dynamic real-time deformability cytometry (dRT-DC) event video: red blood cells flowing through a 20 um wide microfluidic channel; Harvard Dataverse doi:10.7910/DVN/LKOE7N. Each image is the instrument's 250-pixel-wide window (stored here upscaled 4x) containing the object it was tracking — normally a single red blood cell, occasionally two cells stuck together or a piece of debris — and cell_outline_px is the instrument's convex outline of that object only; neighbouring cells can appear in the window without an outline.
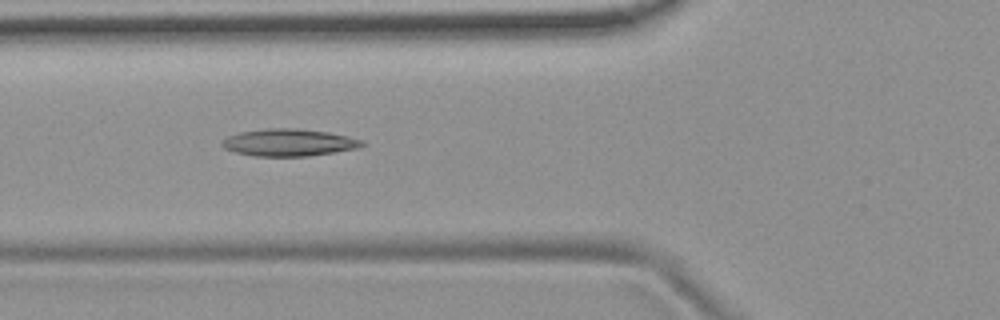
{"species": "common noctule bat (a hibernating species)", "species_latin": "Nyctalus noctula", "temperature_condition": "room temperature", "stored_images_in_passage": 54, "camera_frame_rate_fps": 3000, "um_per_image_px": 0.085, "animal": {"sex": "female", "body_mass_g": 19.9}, "frame": {"image": 1, "passage_image": 20, "time_ms": 6.333, "image_size_px": [1000, 320], "cell_outline_px": [[364, 144], [360, 148], [308, 156], [252, 156], [236, 152], [224, 148], [220, 144], [228, 136], [240, 132], [268, 128], [296, 128], [328, 132], [348, 136], [364, 140]], "centroid_in_image_um": [24.58, 12.11], "position_along_channel_um": 101.2, "area_um2": 22.2}}
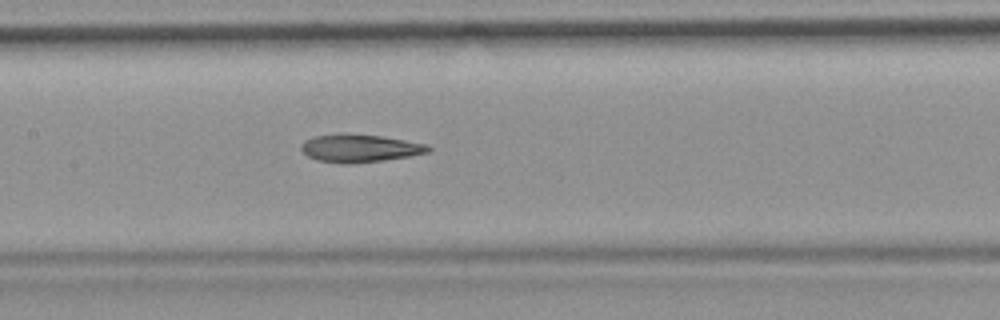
{"frame": {"image": 2, "passage_image": 26, "time_ms": 8.333, "image_size_px": [1000, 320], "cell_outline_px": [[432, 148], [428, 152], [408, 156], [384, 160], [352, 164], [340, 164], [320, 160], [308, 156], [300, 148], [300, 144], [304, 140], [316, 136], [340, 132], [344, 132], [384, 136], [428, 144]], "centroid_in_image_um": [30.57, 12.58], "position_along_channel_um": 176.8, "area_um2": 20.98}}
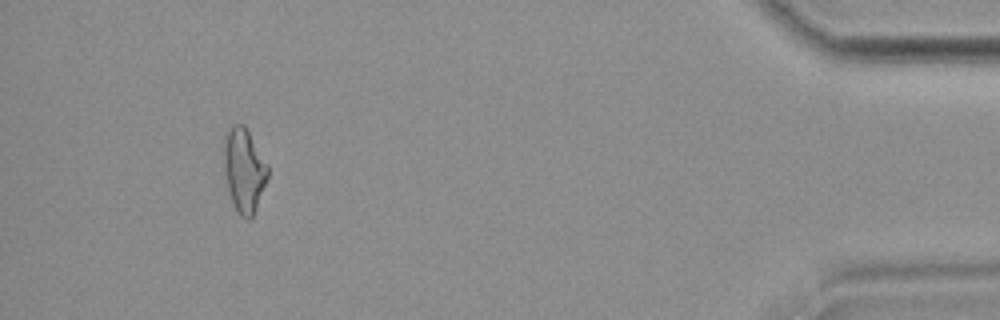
{"frame": {"image": 3, "passage_image": 50, "time_ms": 16.333, "image_size_px": [1000, 320], "cell_outline_px": [[268, 176], [252, 216], [248, 220], [240, 216], [232, 200], [228, 188], [224, 164], [224, 136], [232, 124], [244, 124], [268, 164]], "centroid_in_image_um": [20.74, 14.41], "position_along_channel_um": 414.5, "area_um2": 21.04}, "authors_computed_cell_mechanics": {"area_um2": 21.0392, "velocity_mm_per_s": 3.7652, "shape_relaxation_time_tau1_ms": null, "shape_relaxation_time_tau2_ms": 4.5373, "deformation_change_tau1": null, "deformation_change_tau2": 0.1582}}